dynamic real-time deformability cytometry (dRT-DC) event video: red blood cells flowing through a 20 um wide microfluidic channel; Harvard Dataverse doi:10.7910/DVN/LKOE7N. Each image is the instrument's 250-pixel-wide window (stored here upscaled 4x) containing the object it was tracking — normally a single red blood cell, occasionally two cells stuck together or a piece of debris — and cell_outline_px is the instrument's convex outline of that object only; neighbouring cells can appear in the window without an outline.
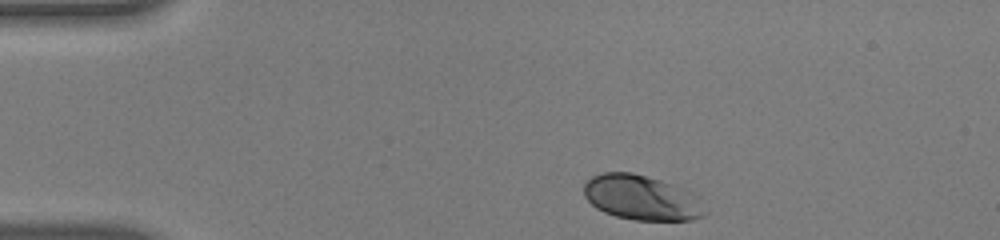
{"species": "human", "species_latin": "Homo sapiens", "temperature_condition": "warm", "stored_images_in_passage": 38, "camera_frame_rate_fps": 3000, "um_per_image_px": 0.085, "donor": {"sex": "male"}, "frame": {"image": 1, "passage_image": 1, "time_ms": 0.0, "image_size_px": [1000, 240], "cell_outline_px": [[708, 212], [704, 216], [692, 220], [632, 220], [616, 216], [604, 212], [596, 208], [584, 196], [584, 180], [592, 176], [604, 172], [632, 172], [660, 180], [684, 188], [700, 196]], "centroid_in_image_um": [54.57, 16.8], "position_along_channel_um": 30.4, "area_um2": 32.19}}
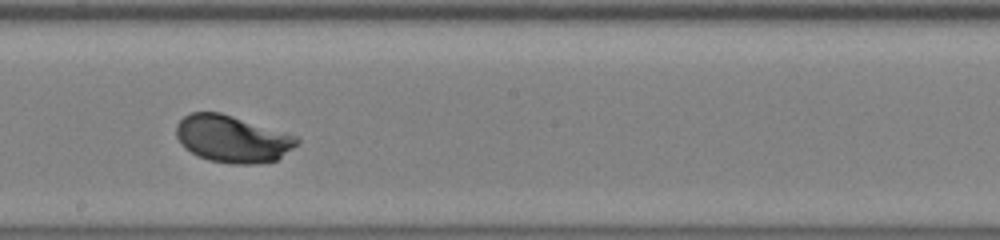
{"frame": {"image": 2, "passage_image": 22, "time_ms": 7.0, "image_size_px": [1000, 240], "cell_outline_px": [[300, 140], [292, 148], [276, 160], [256, 164], [232, 164], [208, 160], [184, 148], [180, 144], [176, 136], [176, 124], [184, 116], [192, 112], [220, 112], [296, 136]], "centroid_in_image_um": [19.7, 11.81], "position_along_channel_um": 228.5, "area_um2": 32.77}}
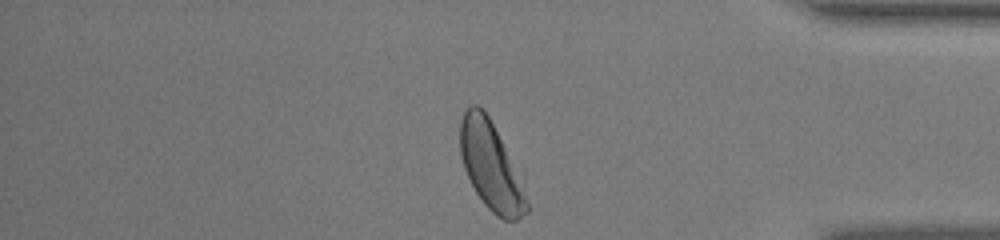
{"frame": {"image": 3, "passage_image": 37, "time_ms": 12.0, "image_size_px": [1000, 240], "cell_outline_px": [[528, 212], [516, 220], [504, 220], [496, 216], [484, 204], [476, 192], [464, 168], [460, 156], [460, 120], [468, 104], [476, 104], [484, 108], [516, 172], [528, 200]], "centroid_in_image_um": [41.67, 14.11], "position_along_channel_um": 393.5, "area_um2": 33.23}, "authors_computed_cell_mechanics": {"area_um2": 32.7726, "velocity_mm_per_s": 3.7739, "shape_relaxation_time_tau1_ms": 2.0349, "shape_relaxation_time_tau2_ms": null, "deformation_change_tau1": 0.1458, "deformation_change_tau2": null}}